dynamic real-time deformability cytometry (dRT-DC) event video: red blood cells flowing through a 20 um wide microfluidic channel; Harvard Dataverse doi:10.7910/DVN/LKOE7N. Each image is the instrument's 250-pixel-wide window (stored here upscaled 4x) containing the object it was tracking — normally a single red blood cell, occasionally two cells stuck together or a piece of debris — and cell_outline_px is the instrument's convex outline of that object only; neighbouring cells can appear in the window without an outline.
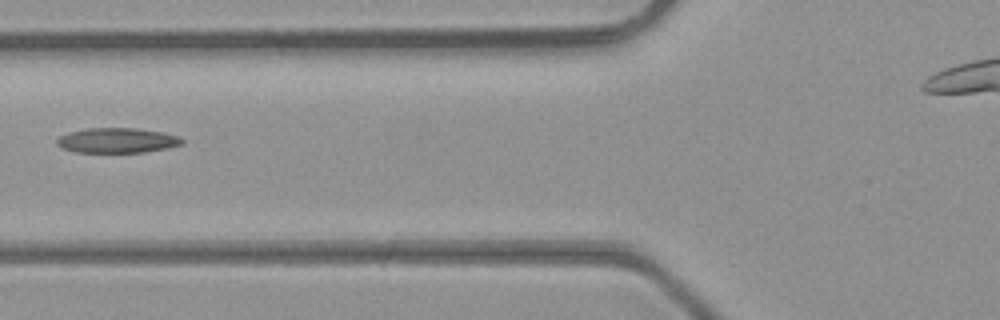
{"species": "common noctule bat (a hibernating species)", "species_latin": "Nyctalus noctula", "temperature_condition": "room temperature", "stored_images_in_passage": 4, "camera_frame_rate_fps": 3000, "um_per_image_px": 0.085, "animal": {"sex": "male", "body_mass_g": 23.1, "forearm_length_mm": 52.7}, "frame": {"image": 1, "passage_image": 3, "time_ms": 0.667, "image_size_px": [1000, 320], "cell_outline_px": [[184, 144], [168, 148], [144, 152], [76, 152], [64, 148], [56, 144], [56, 140], [60, 136], [68, 132], [88, 128], [136, 128], [164, 132], [180, 136], [184, 140]], "centroid_in_image_um": [10.01, 11.93], "position_along_channel_um": 115.8, "area_um2": 18.32}}
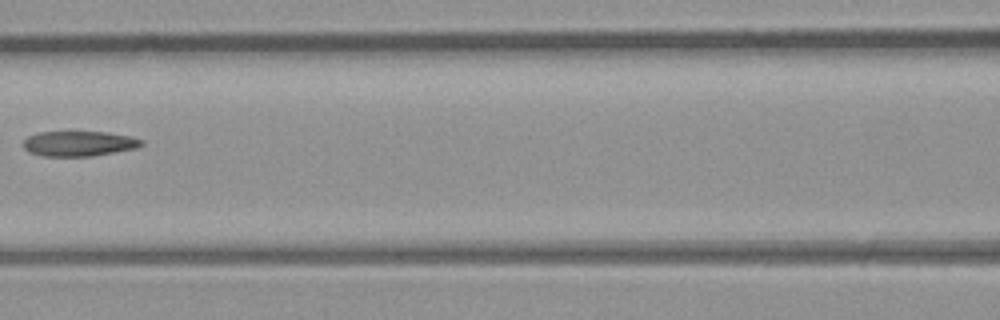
{"frame": {"image": 2, "passage_image": 4, "time_ms": 1.0, "image_size_px": [1000, 320], "cell_outline_px": [[144, 144], [136, 148], [92, 156], [44, 156], [28, 152], [24, 148], [24, 140], [28, 136], [36, 132], [108, 132], [132, 136], [144, 140]], "centroid_in_image_um": [6.73, 12.2], "position_along_channel_um": 159.9, "area_um2": 17.4}}